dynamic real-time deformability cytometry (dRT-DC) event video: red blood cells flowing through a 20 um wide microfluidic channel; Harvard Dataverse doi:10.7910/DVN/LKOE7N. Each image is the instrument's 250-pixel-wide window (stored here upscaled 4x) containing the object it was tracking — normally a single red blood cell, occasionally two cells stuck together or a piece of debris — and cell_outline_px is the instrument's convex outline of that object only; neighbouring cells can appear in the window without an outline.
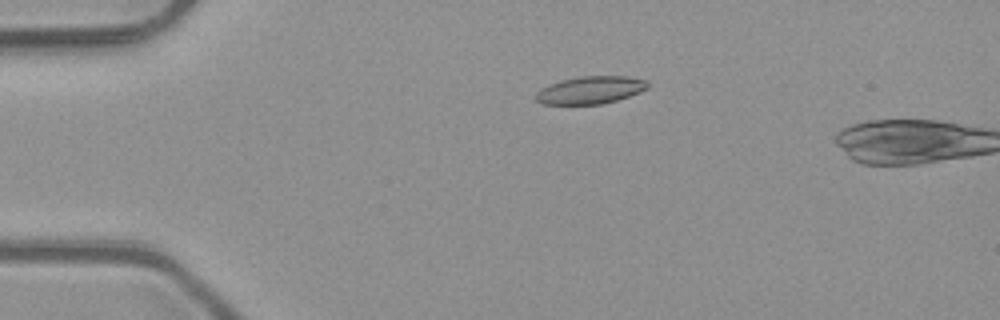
{"species": "common noctule bat (a hibernating species)", "species_latin": "Nyctalus noctula", "temperature_condition": "room temperature", "stored_images_in_passage": 3, "camera_frame_rate_fps": 3000, "um_per_image_px": 0.085, "animal": {"sex": "male", "body_mass_g": 23.1, "forearm_length_mm": 52.7}, "frame": {"image": 1, "passage_image": 3, "time_ms": 0.667, "image_size_px": [1000, 320], "cell_outline_px": [[648, 88], [640, 92], [616, 100], [600, 104], [544, 104], [536, 100], [536, 92], [540, 88], [548, 84], [560, 80], [580, 76], [624, 76], [644, 80], [648, 84]], "centroid_in_image_um": [50.14, 7.65], "position_along_channel_um": 34.9, "area_um2": 17.86}}